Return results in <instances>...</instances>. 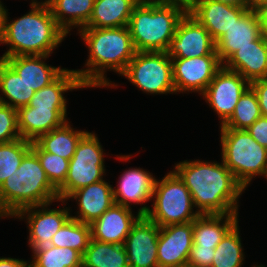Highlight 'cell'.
Returning <instances> with one entry per match:
<instances>
[{"label":"cell","instance_id":"cell-1","mask_svg":"<svg viewBox=\"0 0 267 267\" xmlns=\"http://www.w3.org/2000/svg\"><path fill=\"white\" fill-rule=\"evenodd\" d=\"M182 160L174 163L173 171L191 193L200 215L240 213L244 187L222 160Z\"/></svg>","mask_w":267,"mask_h":267},{"label":"cell","instance_id":"cell-2","mask_svg":"<svg viewBox=\"0 0 267 267\" xmlns=\"http://www.w3.org/2000/svg\"><path fill=\"white\" fill-rule=\"evenodd\" d=\"M76 32L88 51L82 69H74L82 85L94 90L117 89L122 82L111 81L107 72L120 76L137 52L128 27L82 28Z\"/></svg>","mask_w":267,"mask_h":267},{"label":"cell","instance_id":"cell-3","mask_svg":"<svg viewBox=\"0 0 267 267\" xmlns=\"http://www.w3.org/2000/svg\"><path fill=\"white\" fill-rule=\"evenodd\" d=\"M7 9L2 46L3 58L51 55L59 49L67 34L57 25L49 6L29 5L21 17L12 19Z\"/></svg>","mask_w":267,"mask_h":267},{"label":"cell","instance_id":"cell-4","mask_svg":"<svg viewBox=\"0 0 267 267\" xmlns=\"http://www.w3.org/2000/svg\"><path fill=\"white\" fill-rule=\"evenodd\" d=\"M59 199L37 155L30 150L17 171L0 186V219H11L23 208L45 205Z\"/></svg>","mask_w":267,"mask_h":267},{"label":"cell","instance_id":"cell-5","mask_svg":"<svg viewBox=\"0 0 267 267\" xmlns=\"http://www.w3.org/2000/svg\"><path fill=\"white\" fill-rule=\"evenodd\" d=\"M188 12L174 4L139 2L129 19L128 29L137 52H167L180 20Z\"/></svg>","mask_w":267,"mask_h":267},{"label":"cell","instance_id":"cell-6","mask_svg":"<svg viewBox=\"0 0 267 267\" xmlns=\"http://www.w3.org/2000/svg\"><path fill=\"white\" fill-rule=\"evenodd\" d=\"M221 160L246 190L253 180L263 178L267 149L244 129L219 128Z\"/></svg>","mask_w":267,"mask_h":267},{"label":"cell","instance_id":"cell-7","mask_svg":"<svg viewBox=\"0 0 267 267\" xmlns=\"http://www.w3.org/2000/svg\"><path fill=\"white\" fill-rule=\"evenodd\" d=\"M151 201L145 216L159 227L192 222L200 215L191 193L173 170L156 178Z\"/></svg>","mask_w":267,"mask_h":267},{"label":"cell","instance_id":"cell-8","mask_svg":"<svg viewBox=\"0 0 267 267\" xmlns=\"http://www.w3.org/2000/svg\"><path fill=\"white\" fill-rule=\"evenodd\" d=\"M99 139L95 131H88L78 142L74 156L69 160L66 180L57 189L59 200H65L82 187L106 179L105 157L110 154L105 152Z\"/></svg>","mask_w":267,"mask_h":267},{"label":"cell","instance_id":"cell-9","mask_svg":"<svg viewBox=\"0 0 267 267\" xmlns=\"http://www.w3.org/2000/svg\"><path fill=\"white\" fill-rule=\"evenodd\" d=\"M120 76L147 95H176L167 52H136Z\"/></svg>","mask_w":267,"mask_h":267},{"label":"cell","instance_id":"cell-10","mask_svg":"<svg viewBox=\"0 0 267 267\" xmlns=\"http://www.w3.org/2000/svg\"><path fill=\"white\" fill-rule=\"evenodd\" d=\"M53 203L55 202L23 208L12 217V220L18 219L27 225L29 248L50 245L54 234L71 217L66 201L58 199L56 203L59 204L56 207V203Z\"/></svg>","mask_w":267,"mask_h":267},{"label":"cell","instance_id":"cell-11","mask_svg":"<svg viewBox=\"0 0 267 267\" xmlns=\"http://www.w3.org/2000/svg\"><path fill=\"white\" fill-rule=\"evenodd\" d=\"M250 83L236 71L222 66L200 96L218 116L219 127L233 114L236 104Z\"/></svg>","mask_w":267,"mask_h":267},{"label":"cell","instance_id":"cell-12","mask_svg":"<svg viewBox=\"0 0 267 267\" xmlns=\"http://www.w3.org/2000/svg\"><path fill=\"white\" fill-rule=\"evenodd\" d=\"M171 62L176 95L194 93L201 96L223 66L218 55L171 59Z\"/></svg>","mask_w":267,"mask_h":267},{"label":"cell","instance_id":"cell-13","mask_svg":"<svg viewBox=\"0 0 267 267\" xmlns=\"http://www.w3.org/2000/svg\"><path fill=\"white\" fill-rule=\"evenodd\" d=\"M167 54L171 59L217 55L216 42L188 12L180 20Z\"/></svg>","mask_w":267,"mask_h":267},{"label":"cell","instance_id":"cell-14","mask_svg":"<svg viewBox=\"0 0 267 267\" xmlns=\"http://www.w3.org/2000/svg\"><path fill=\"white\" fill-rule=\"evenodd\" d=\"M156 176L147 169L129 167L123 170L119 175L115 187L113 186L114 203L129 208L140 205L137 211L145 215L149 210V204L152 202V193Z\"/></svg>","mask_w":267,"mask_h":267},{"label":"cell","instance_id":"cell-15","mask_svg":"<svg viewBox=\"0 0 267 267\" xmlns=\"http://www.w3.org/2000/svg\"><path fill=\"white\" fill-rule=\"evenodd\" d=\"M64 201L76 205L77 210L68 203L71 218L90 225L114 204L113 184L106 179L92 183L72 192Z\"/></svg>","mask_w":267,"mask_h":267},{"label":"cell","instance_id":"cell-16","mask_svg":"<svg viewBox=\"0 0 267 267\" xmlns=\"http://www.w3.org/2000/svg\"><path fill=\"white\" fill-rule=\"evenodd\" d=\"M160 227L142 215L128 234L124 248L130 267H159L157 245Z\"/></svg>","mask_w":267,"mask_h":267},{"label":"cell","instance_id":"cell-17","mask_svg":"<svg viewBox=\"0 0 267 267\" xmlns=\"http://www.w3.org/2000/svg\"><path fill=\"white\" fill-rule=\"evenodd\" d=\"M193 246V221L160 227L157 245L159 267H187Z\"/></svg>","mask_w":267,"mask_h":267},{"label":"cell","instance_id":"cell-18","mask_svg":"<svg viewBox=\"0 0 267 267\" xmlns=\"http://www.w3.org/2000/svg\"><path fill=\"white\" fill-rule=\"evenodd\" d=\"M248 10L215 0H192L188 13L205 27L216 42Z\"/></svg>","mask_w":267,"mask_h":267},{"label":"cell","instance_id":"cell-19","mask_svg":"<svg viewBox=\"0 0 267 267\" xmlns=\"http://www.w3.org/2000/svg\"><path fill=\"white\" fill-rule=\"evenodd\" d=\"M141 216L138 211H133V208L114 203L90 224L91 238L100 242L123 245L133 225Z\"/></svg>","mask_w":267,"mask_h":267},{"label":"cell","instance_id":"cell-20","mask_svg":"<svg viewBox=\"0 0 267 267\" xmlns=\"http://www.w3.org/2000/svg\"><path fill=\"white\" fill-rule=\"evenodd\" d=\"M223 66L241 74L249 83L267 79V37L261 35L251 45L240 48Z\"/></svg>","mask_w":267,"mask_h":267},{"label":"cell","instance_id":"cell-21","mask_svg":"<svg viewBox=\"0 0 267 267\" xmlns=\"http://www.w3.org/2000/svg\"><path fill=\"white\" fill-rule=\"evenodd\" d=\"M82 89L86 90L74 69L66 68L49 85L35 91L27 106L43 110H67L69 106L67 93Z\"/></svg>","mask_w":267,"mask_h":267},{"label":"cell","instance_id":"cell-22","mask_svg":"<svg viewBox=\"0 0 267 267\" xmlns=\"http://www.w3.org/2000/svg\"><path fill=\"white\" fill-rule=\"evenodd\" d=\"M17 119L21 138L31 142L70 120L67 110H43L28 106L17 109Z\"/></svg>","mask_w":267,"mask_h":267},{"label":"cell","instance_id":"cell-23","mask_svg":"<svg viewBox=\"0 0 267 267\" xmlns=\"http://www.w3.org/2000/svg\"><path fill=\"white\" fill-rule=\"evenodd\" d=\"M259 21L254 10L249 9L228 31L216 41V52L223 64L240 48L251 45L261 36Z\"/></svg>","mask_w":267,"mask_h":267},{"label":"cell","instance_id":"cell-24","mask_svg":"<svg viewBox=\"0 0 267 267\" xmlns=\"http://www.w3.org/2000/svg\"><path fill=\"white\" fill-rule=\"evenodd\" d=\"M51 55L14 56L4 60L35 91L53 82L66 67L48 64Z\"/></svg>","mask_w":267,"mask_h":267},{"label":"cell","instance_id":"cell-25","mask_svg":"<svg viewBox=\"0 0 267 267\" xmlns=\"http://www.w3.org/2000/svg\"><path fill=\"white\" fill-rule=\"evenodd\" d=\"M239 213L199 215L193 221V245L216 248L239 222Z\"/></svg>","mask_w":267,"mask_h":267},{"label":"cell","instance_id":"cell-26","mask_svg":"<svg viewBox=\"0 0 267 267\" xmlns=\"http://www.w3.org/2000/svg\"><path fill=\"white\" fill-rule=\"evenodd\" d=\"M95 0H51L49 9L57 25L67 34L84 28L90 20Z\"/></svg>","mask_w":267,"mask_h":267},{"label":"cell","instance_id":"cell-27","mask_svg":"<svg viewBox=\"0 0 267 267\" xmlns=\"http://www.w3.org/2000/svg\"><path fill=\"white\" fill-rule=\"evenodd\" d=\"M138 0H95L89 22L84 28L128 26Z\"/></svg>","mask_w":267,"mask_h":267},{"label":"cell","instance_id":"cell-28","mask_svg":"<svg viewBox=\"0 0 267 267\" xmlns=\"http://www.w3.org/2000/svg\"><path fill=\"white\" fill-rule=\"evenodd\" d=\"M68 120L62 126L41 135L35 142L46 152L70 160L75 153L76 146L88 130L73 127Z\"/></svg>","mask_w":267,"mask_h":267},{"label":"cell","instance_id":"cell-29","mask_svg":"<svg viewBox=\"0 0 267 267\" xmlns=\"http://www.w3.org/2000/svg\"><path fill=\"white\" fill-rule=\"evenodd\" d=\"M34 94L35 90L3 60L0 64V102L18 109L27 106Z\"/></svg>","mask_w":267,"mask_h":267},{"label":"cell","instance_id":"cell-30","mask_svg":"<svg viewBox=\"0 0 267 267\" xmlns=\"http://www.w3.org/2000/svg\"><path fill=\"white\" fill-rule=\"evenodd\" d=\"M82 267H130L124 245L90 239Z\"/></svg>","mask_w":267,"mask_h":267},{"label":"cell","instance_id":"cell-31","mask_svg":"<svg viewBox=\"0 0 267 267\" xmlns=\"http://www.w3.org/2000/svg\"><path fill=\"white\" fill-rule=\"evenodd\" d=\"M238 222L217 244L211 267H244L245 252Z\"/></svg>","mask_w":267,"mask_h":267},{"label":"cell","instance_id":"cell-32","mask_svg":"<svg viewBox=\"0 0 267 267\" xmlns=\"http://www.w3.org/2000/svg\"><path fill=\"white\" fill-rule=\"evenodd\" d=\"M30 251L29 262L34 267H82V255L71 248L48 245Z\"/></svg>","mask_w":267,"mask_h":267},{"label":"cell","instance_id":"cell-33","mask_svg":"<svg viewBox=\"0 0 267 267\" xmlns=\"http://www.w3.org/2000/svg\"><path fill=\"white\" fill-rule=\"evenodd\" d=\"M90 239V225L70 217L54 234L50 245L60 248H71L83 256Z\"/></svg>","mask_w":267,"mask_h":267},{"label":"cell","instance_id":"cell-34","mask_svg":"<svg viewBox=\"0 0 267 267\" xmlns=\"http://www.w3.org/2000/svg\"><path fill=\"white\" fill-rule=\"evenodd\" d=\"M261 116L257 95L249 86L240 97L231 117L219 128L246 130Z\"/></svg>","mask_w":267,"mask_h":267},{"label":"cell","instance_id":"cell-35","mask_svg":"<svg viewBox=\"0 0 267 267\" xmlns=\"http://www.w3.org/2000/svg\"><path fill=\"white\" fill-rule=\"evenodd\" d=\"M32 142L22 138L0 143V186L17 171L24 156L31 150Z\"/></svg>","mask_w":267,"mask_h":267},{"label":"cell","instance_id":"cell-36","mask_svg":"<svg viewBox=\"0 0 267 267\" xmlns=\"http://www.w3.org/2000/svg\"><path fill=\"white\" fill-rule=\"evenodd\" d=\"M31 150L37 155L50 183L58 189L66 180L69 160L44 151L35 141L32 142Z\"/></svg>","mask_w":267,"mask_h":267},{"label":"cell","instance_id":"cell-37","mask_svg":"<svg viewBox=\"0 0 267 267\" xmlns=\"http://www.w3.org/2000/svg\"><path fill=\"white\" fill-rule=\"evenodd\" d=\"M21 138L18 129L17 109L0 102V143Z\"/></svg>","mask_w":267,"mask_h":267},{"label":"cell","instance_id":"cell-38","mask_svg":"<svg viewBox=\"0 0 267 267\" xmlns=\"http://www.w3.org/2000/svg\"><path fill=\"white\" fill-rule=\"evenodd\" d=\"M214 253L215 248L213 247L193 245L190 250L187 267H211Z\"/></svg>","mask_w":267,"mask_h":267},{"label":"cell","instance_id":"cell-39","mask_svg":"<svg viewBox=\"0 0 267 267\" xmlns=\"http://www.w3.org/2000/svg\"><path fill=\"white\" fill-rule=\"evenodd\" d=\"M246 131L257 143L267 149V117L261 116Z\"/></svg>","mask_w":267,"mask_h":267},{"label":"cell","instance_id":"cell-40","mask_svg":"<svg viewBox=\"0 0 267 267\" xmlns=\"http://www.w3.org/2000/svg\"><path fill=\"white\" fill-rule=\"evenodd\" d=\"M250 86L257 95L261 115L267 117V79L255 80Z\"/></svg>","mask_w":267,"mask_h":267},{"label":"cell","instance_id":"cell-41","mask_svg":"<svg viewBox=\"0 0 267 267\" xmlns=\"http://www.w3.org/2000/svg\"><path fill=\"white\" fill-rule=\"evenodd\" d=\"M257 15L261 34L267 37V1L262 2L253 9Z\"/></svg>","mask_w":267,"mask_h":267},{"label":"cell","instance_id":"cell-42","mask_svg":"<svg viewBox=\"0 0 267 267\" xmlns=\"http://www.w3.org/2000/svg\"><path fill=\"white\" fill-rule=\"evenodd\" d=\"M29 260L13 258V257H0V267H27Z\"/></svg>","mask_w":267,"mask_h":267},{"label":"cell","instance_id":"cell-43","mask_svg":"<svg viewBox=\"0 0 267 267\" xmlns=\"http://www.w3.org/2000/svg\"><path fill=\"white\" fill-rule=\"evenodd\" d=\"M141 3L149 4H174L189 10L192 0H138Z\"/></svg>","mask_w":267,"mask_h":267},{"label":"cell","instance_id":"cell-44","mask_svg":"<svg viewBox=\"0 0 267 267\" xmlns=\"http://www.w3.org/2000/svg\"><path fill=\"white\" fill-rule=\"evenodd\" d=\"M5 3L0 4V45L2 44L4 37V27H5V15L7 12V7Z\"/></svg>","mask_w":267,"mask_h":267},{"label":"cell","instance_id":"cell-45","mask_svg":"<svg viewBox=\"0 0 267 267\" xmlns=\"http://www.w3.org/2000/svg\"><path fill=\"white\" fill-rule=\"evenodd\" d=\"M215 1L236 7L248 8V0H215Z\"/></svg>","mask_w":267,"mask_h":267},{"label":"cell","instance_id":"cell-46","mask_svg":"<svg viewBox=\"0 0 267 267\" xmlns=\"http://www.w3.org/2000/svg\"><path fill=\"white\" fill-rule=\"evenodd\" d=\"M27 1V0H24ZM29 5H33V6H49L51 0H30L29 1Z\"/></svg>","mask_w":267,"mask_h":267},{"label":"cell","instance_id":"cell-47","mask_svg":"<svg viewBox=\"0 0 267 267\" xmlns=\"http://www.w3.org/2000/svg\"><path fill=\"white\" fill-rule=\"evenodd\" d=\"M267 1V0H248V9H254L257 7L259 4L262 2Z\"/></svg>","mask_w":267,"mask_h":267},{"label":"cell","instance_id":"cell-48","mask_svg":"<svg viewBox=\"0 0 267 267\" xmlns=\"http://www.w3.org/2000/svg\"><path fill=\"white\" fill-rule=\"evenodd\" d=\"M251 267H267L265 264H262V263H260L259 265H258V262L257 263H253V265L251 264L250 265Z\"/></svg>","mask_w":267,"mask_h":267},{"label":"cell","instance_id":"cell-49","mask_svg":"<svg viewBox=\"0 0 267 267\" xmlns=\"http://www.w3.org/2000/svg\"><path fill=\"white\" fill-rule=\"evenodd\" d=\"M263 178L267 181V168H266V171H265Z\"/></svg>","mask_w":267,"mask_h":267},{"label":"cell","instance_id":"cell-50","mask_svg":"<svg viewBox=\"0 0 267 267\" xmlns=\"http://www.w3.org/2000/svg\"><path fill=\"white\" fill-rule=\"evenodd\" d=\"M4 58L3 56H0V64L3 62Z\"/></svg>","mask_w":267,"mask_h":267},{"label":"cell","instance_id":"cell-51","mask_svg":"<svg viewBox=\"0 0 267 267\" xmlns=\"http://www.w3.org/2000/svg\"><path fill=\"white\" fill-rule=\"evenodd\" d=\"M27 267H34V266L29 262Z\"/></svg>","mask_w":267,"mask_h":267}]
</instances>
